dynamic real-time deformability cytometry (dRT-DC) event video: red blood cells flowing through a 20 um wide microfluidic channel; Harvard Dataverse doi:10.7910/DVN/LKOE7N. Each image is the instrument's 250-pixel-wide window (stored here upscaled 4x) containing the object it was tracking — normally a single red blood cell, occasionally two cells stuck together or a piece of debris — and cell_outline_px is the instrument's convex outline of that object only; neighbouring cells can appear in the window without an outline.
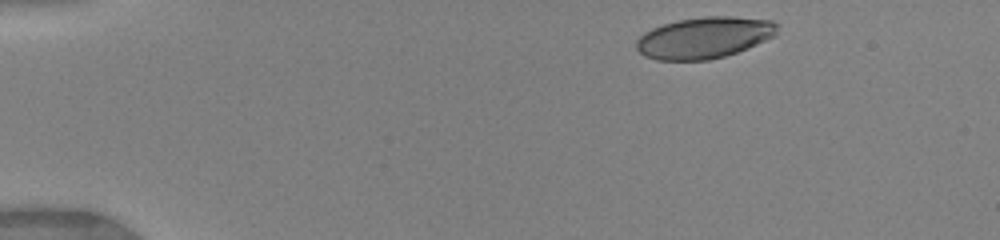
{"species": "human", "species_latin": "Homo sapiens", "temperature_condition": "warm", "stored_images_in_passage": 5, "camera_frame_rate_fps": 3000, "um_per_image_px": 0.085, "donor": {"sex": "female"}, "frame": {"image": 1, "passage_image": 1, "time_ms": 0.0, "image_size_px": [1000, 240], "cell_outline_px": [[780, 24], [776, 36], [748, 48], [724, 56], [708, 60], [656, 60], [644, 56], [636, 48], [636, 40], [644, 32], [652, 28], [664, 24], [680, 20], [704, 16], [732, 16], [772, 20]], "centroid_in_image_um": [59.9, 3.2], "position_along_channel_um": 25.1, "area_um2": 34.22}}
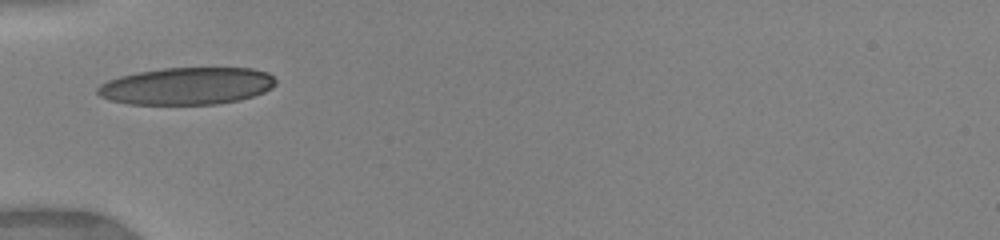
{"frame": {"image": 2, "passage_image": 4, "time_ms": 3.333, "image_size_px": [1000, 240], "cell_outline_px": [[276, 84], [272, 88], [264, 92], [240, 100], [216, 104], [128, 104], [108, 100], [100, 96], [96, 92], [96, 88], [100, 84], [108, 80], [120, 76], [140, 72], [164, 68], [252, 68], [268, 72], [276, 80]], "centroid_in_image_um": [15.88, 7.31], "position_along_channel_um": 69.1, "area_um2": 38.73}}